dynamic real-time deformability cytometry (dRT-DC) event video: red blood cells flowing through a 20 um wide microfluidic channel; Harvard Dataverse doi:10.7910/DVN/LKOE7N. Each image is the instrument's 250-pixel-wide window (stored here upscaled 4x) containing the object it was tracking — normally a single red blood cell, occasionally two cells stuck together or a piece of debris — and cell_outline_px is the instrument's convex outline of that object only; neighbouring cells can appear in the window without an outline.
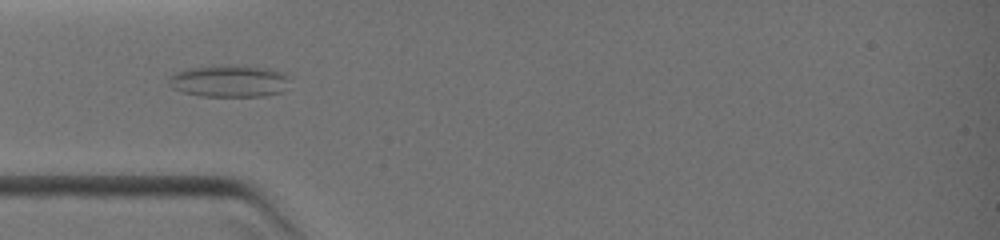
{"species": "common noctule bat (a hibernating species)", "species_latin": "Nyctalus noctula", "temperature_condition": "warm", "stored_images_in_passage": 30, "camera_frame_rate_fps": 3000, "um_per_image_px": 0.085, "animal": {"sex": "female", "body_mass_g": 19.0, "forearm_length_mm": 51.5}, "frame": {"image": 1, "passage_image": 8, "time_ms": 3.667, "image_size_px": [1000, 240], "cell_outline_px": [[288, 80], [280, 92], [264, 96], [200, 96], [180, 92], [172, 88], [168, 84], [168, 76], [176, 72], [188, 68], [228, 64], [268, 68], [280, 72], [288, 76]], "centroid_in_image_um": [19.39, 6.88], "position_along_channel_um": 65.6, "area_um2": 22.66}}
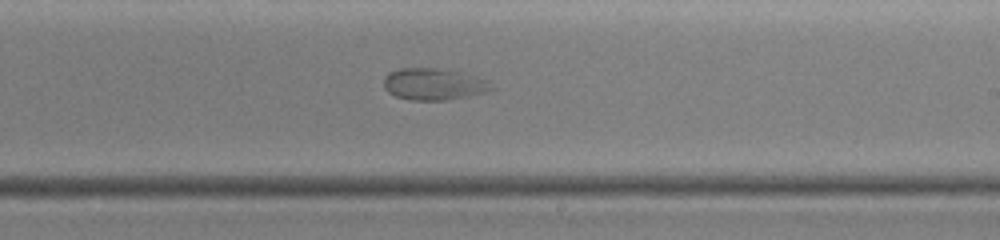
{"frame": {"image": 2, "passage_image": 20, "time_ms": 7.667, "image_size_px": [1000, 240], "cell_outline_px": [[496, 88], [484, 92], [448, 100], [412, 100], [396, 96], [388, 92], [384, 88], [384, 76], [388, 72], [400, 68], [436, 68], [460, 72], [484, 80]], "centroid_in_image_um": [36.8, 7.15], "position_along_channel_um": 252.2, "area_um2": 19.65}}
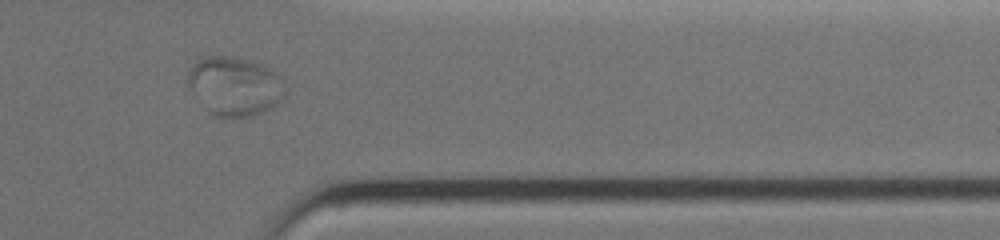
{"frame": {"image": 3, "passage_image": 27, "time_ms": 10.667, "image_size_px": [1000, 240], "cell_outline_px": [[284, 96], [272, 108], [256, 116], [216, 116], [192, 92], [188, 84], [188, 72], [192, 64], [200, 56], [232, 56], [248, 60], [260, 64], [276, 72], [284, 80]], "centroid_in_image_um": [19.97, 7.29], "position_along_channel_um": 391.4, "area_um2": 33.18}}